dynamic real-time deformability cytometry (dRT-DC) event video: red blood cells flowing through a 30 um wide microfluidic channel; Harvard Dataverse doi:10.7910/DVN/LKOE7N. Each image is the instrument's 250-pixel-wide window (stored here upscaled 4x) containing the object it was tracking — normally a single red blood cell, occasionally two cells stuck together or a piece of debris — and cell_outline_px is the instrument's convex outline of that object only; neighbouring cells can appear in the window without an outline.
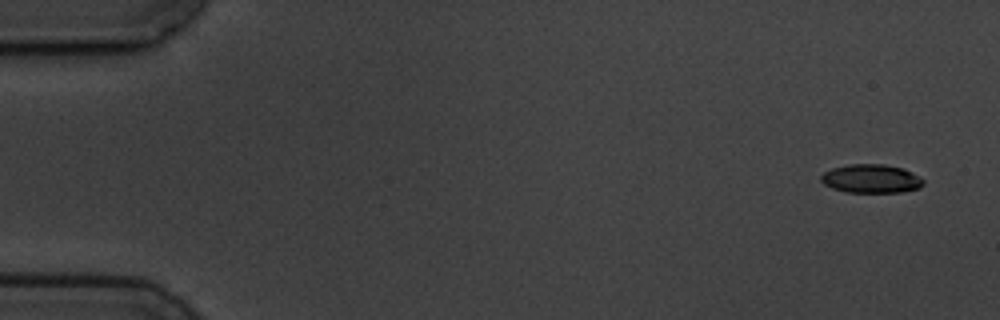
{"species": "common noctule bat (a hibernating species)", "species_latin": "Nyctalus noctula", "temperature_condition": "cold", "stored_images_in_passage": 5, "camera_frame_rate_fps": 3000, "um_per_image_px": 0.085, "animal": {"sex": "male", "body_mass_g": 19.5, "forearm_length_mm": 54.6}, "frame": {"image": 1, "passage_image": 1, "time_ms": 0.0, "image_size_px": [1000, 320], "cell_outline_px": [[924, 184], [920, 188], [900, 192], [844, 192], [832, 188], [824, 184], [820, 180], [820, 176], [824, 172], [832, 168], [848, 164], [884, 164], [904, 168], [924, 180]], "centroid_in_image_um": [74.03, 15.18], "position_along_channel_um": 11.0, "area_um2": 17.17}}
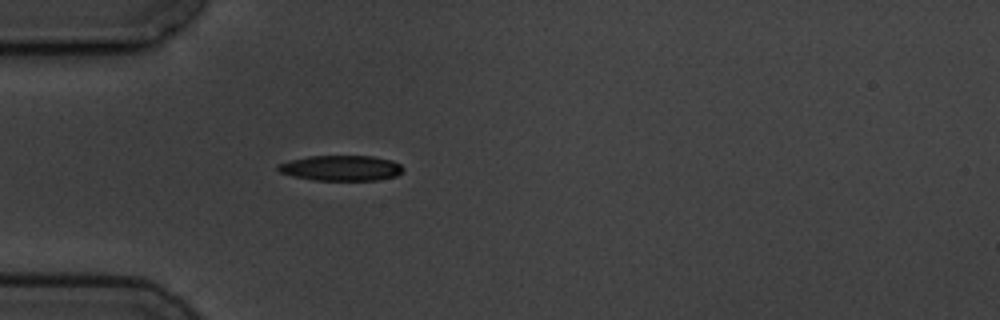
{"frame": {"image": 2, "passage_image": 5, "time_ms": 4.667, "image_size_px": [1000, 320], "cell_outline_px": [[404, 168], [396, 176], [376, 180], [312, 180], [292, 176], [280, 172], [276, 168], [276, 164], [308, 156], [372, 156], [392, 160], [400, 164]], "centroid_in_image_um": [28.97, 14.28], "position_along_channel_um": 56.0, "area_um2": 18.5}}